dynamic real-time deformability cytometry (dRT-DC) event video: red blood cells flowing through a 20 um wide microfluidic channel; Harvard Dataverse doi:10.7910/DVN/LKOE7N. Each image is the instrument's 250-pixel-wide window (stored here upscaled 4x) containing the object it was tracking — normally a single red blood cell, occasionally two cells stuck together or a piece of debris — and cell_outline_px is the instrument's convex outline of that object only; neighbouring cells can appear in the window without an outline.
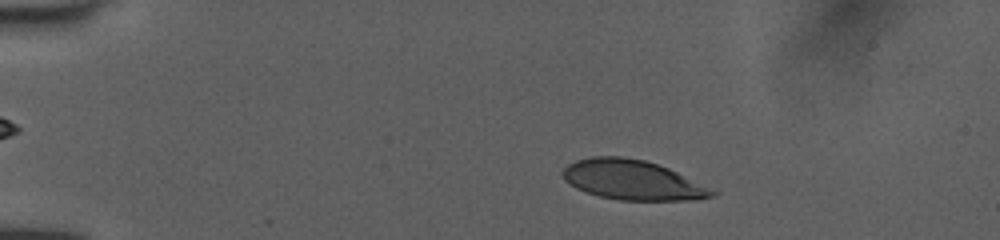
{"species": "human", "species_latin": "Homo sapiens", "temperature_condition": "room temperature", "stored_images_in_passage": 50, "camera_frame_rate_fps": 3000, "um_per_image_px": 0.085, "donor": {"sex": "female"}, "frame": {"image": 1, "passage_image": 9, "time_ms": 2.667, "image_size_px": [1000, 240], "cell_outline_px": [[720, 192], [716, 196], [692, 200], [620, 200], [600, 196], [576, 188], [564, 180], [560, 172], [568, 164], [576, 160], [592, 156], [620, 156], [644, 160], [668, 168]], "centroid_in_image_um": [53.76, 15.3], "position_along_channel_um": 31.2, "area_um2": 34.56}}
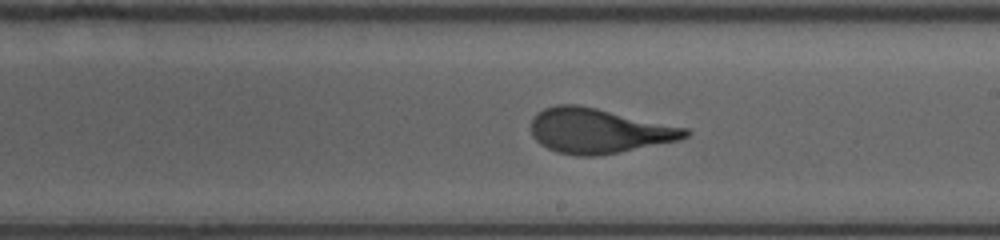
{"frame": {"image": 2, "passage_image": 30, "time_ms": 9.667, "image_size_px": [1000, 240], "cell_outline_px": [[692, 132], [688, 136], [676, 140], [620, 152], [596, 156], [576, 156], [556, 152], [540, 144], [532, 136], [532, 120], [544, 108], [556, 104], [576, 104], [596, 108], [688, 128]], "centroid_in_image_um": [50.87, 11.12], "position_along_channel_um": 238.1, "area_um2": 40.0}}
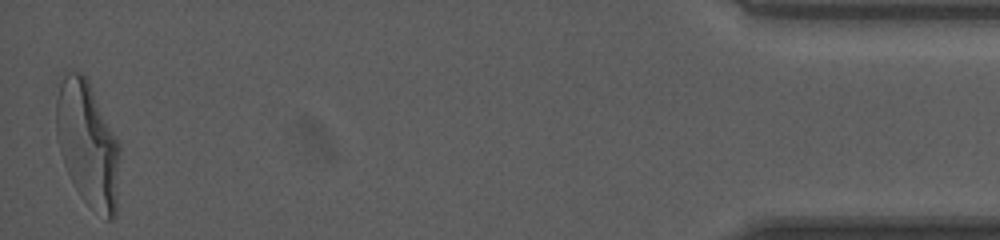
{"frame": {"image": 3, "passage_image": 50, "time_ms": 16.333, "image_size_px": [1000, 240], "cell_outline_px": [[120, 152], [116, 216], [112, 220], [108, 220], [72, 180], [64, 164], [56, 136], [56, 100], [60, 84], [64, 76], [68, 72], [80, 72], [88, 80], [120, 144]], "centroid_in_image_um": [7.47, 12.16], "position_along_channel_um": 427.7, "area_um2": 44.97}, "authors_computed_cell_mechanics": {"area_um2": 39.6508, "velocity_mm_per_s": 4.0377, "shape_relaxation_time_tau1_ms": 4.0543, "shape_relaxation_time_tau2_ms": null, "deformation_change_tau1": 0.2063, "deformation_change_tau2": null}}